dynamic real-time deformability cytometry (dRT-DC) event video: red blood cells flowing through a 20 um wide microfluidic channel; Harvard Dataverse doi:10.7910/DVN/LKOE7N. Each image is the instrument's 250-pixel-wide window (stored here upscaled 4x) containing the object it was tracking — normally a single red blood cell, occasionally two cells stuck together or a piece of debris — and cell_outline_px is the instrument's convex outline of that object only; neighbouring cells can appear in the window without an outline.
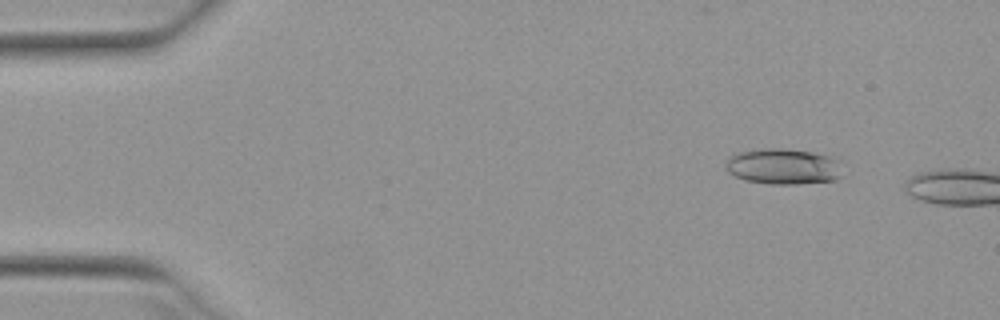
{"species": "Egyptian fruit bat (a non-hibernating species)", "species_latin": "Rousettus aegyptiacus", "temperature_condition": "warm", "stored_images_in_passage": 17, "camera_frame_rate_fps": 3000, "um_per_image_px": 0.085, "animal": {"sex": "female"}, "frame": {"image": 1, "passage_image": 6, "time_ms": 1.667, "image_size_px": [1000, 320], "cell_outline_px": [[840, 176], [832, 180], [796, 184], [768, 184], [744, 180], [728, 172], [724, 164], [728, 156], [736, 152], [764, 148], [784, 148], [840, 156]], "centroid_in_image_um": [66.57, 14.12], "position_along_channel_um": 18.4, "area_um2": 24.85}}